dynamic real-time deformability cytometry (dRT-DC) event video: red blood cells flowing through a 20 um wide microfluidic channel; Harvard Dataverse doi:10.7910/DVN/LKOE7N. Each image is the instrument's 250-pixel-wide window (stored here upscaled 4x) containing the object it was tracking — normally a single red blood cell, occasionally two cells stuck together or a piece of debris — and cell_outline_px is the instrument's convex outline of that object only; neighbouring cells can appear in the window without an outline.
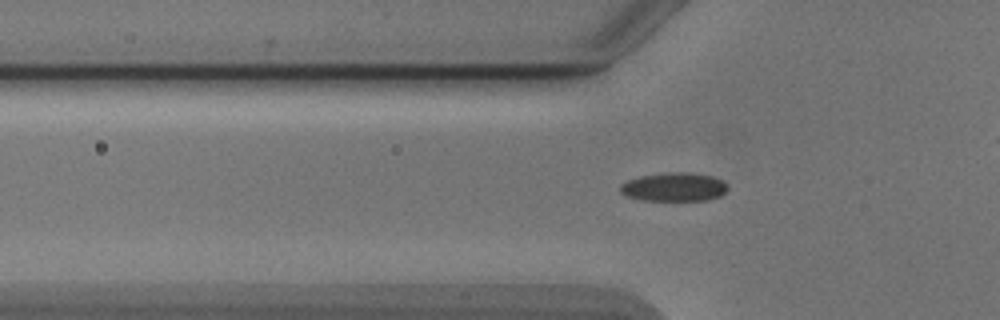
{"species": "Egyptian fruit bat (a non-hibernating species)", "species_latin": "Rousettus aegyptiacus", "temperature_condition": "cold", "stored_images_in_passage": 43, "camera_frame_rate_fps": 3000, "um_per_image_px": 0.085, "animal": {"sex": "male"}, "frame": {"image": 1, "passage_image": 7, "time_ms": 2.0, "image_size_px": [1000, 320], "cell_outline_px": [[728, 188], [720, 196], [708, 200], [640, 200], [624, 196], [620, 192], [620, 184], [628, 180], [640, 176], [672, 172], [688, 172], [712, 176], [724, 180], [728, 184]], "centroid_in_image_um": [57.29, 15.89], "position_along_channel_um": 68.5, "area_um2": 18.09}}
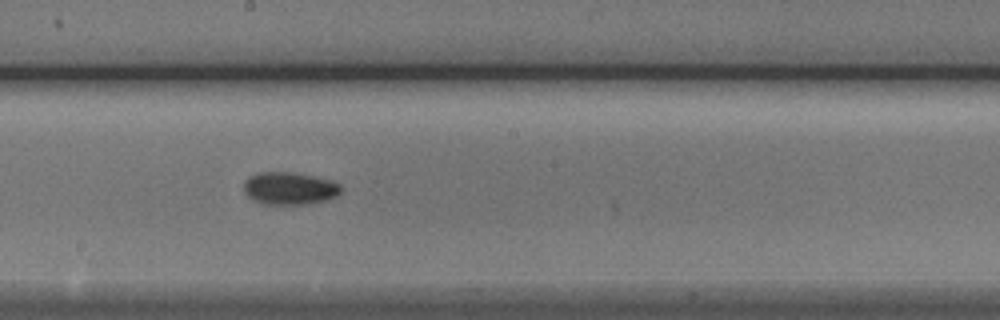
{"frame": {"image": 2, "passage_image": 19, "time_ms": 6.0, "image_size_px": [1000, 320], "cell_outline_px": [[344, 188], [336, 196], [328, 200], [304, 204], [264, 204], [252, 200], [244, 192], [244, 180], [248, 176], [260, 172], [288, 172], [312, 176], [332, 180], [340, 184]], "centroid_in_image_um": [24.61, 16.01], "position_along_channel_um": 223.6, "area_um2": 18.55}}
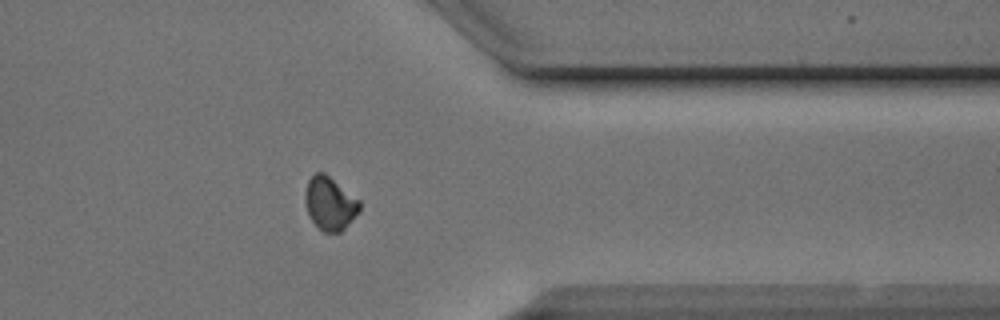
{"frame": {"image": 3, "passage_image": 32, "time_ms": 10.333, "image_size_px": [1000, 320], "cell_outline_px": [[360, 208], [344, 228], [340, 232], [324, 232], [312, 220], [308, 212], [304, 200], [304, 196], [308, 180], [316, 172], [324, 172], [360, 200]], "centroid_in_image_um": [28.02, 17.26], "position_along_channel_um": 383.4, "area_um2": 16.53}, "authors_computed_cell_mechanics": {"area_um2": 17.34, "velocity_mm_per_s": 3.8924, "shape_relaxation_time_tau1_ms": 4.213, "shape_relaxation_time_tau2_ms": 7.5539, "deformation_change_tau1": 0.0789, "deformation_change_tau2": 0.0931}}